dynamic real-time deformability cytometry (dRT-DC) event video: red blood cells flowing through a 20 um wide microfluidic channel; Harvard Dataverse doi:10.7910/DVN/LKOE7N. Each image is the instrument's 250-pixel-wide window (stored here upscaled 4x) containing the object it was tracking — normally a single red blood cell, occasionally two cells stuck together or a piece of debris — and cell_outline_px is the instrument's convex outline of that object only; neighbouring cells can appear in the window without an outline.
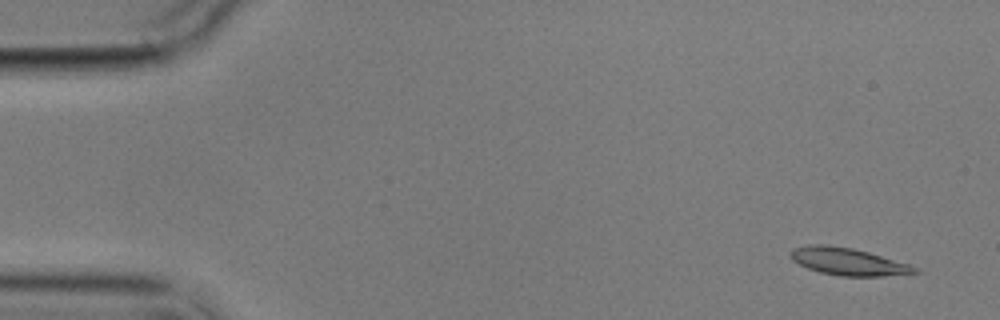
{"species": "common noctule bat (a hibernating species)", "species_latin": "Nyctalus noctula", "temperature_condition": "cold", "stored_images_in_passage": 4, "camera_frame_rate_fps": 3000, "um_per_image_px": 0.085, "animal": {"sex": "male", "body_mass_g": 17.9}, "frame": {"image": 1, "passage_image": 1, "time_ms": 0.0, "image_size_px": [1000, 320], "cell_outline_px": [[920, 272], [884, 276], [840, 276], [820, 272], [808, 268], [792, 260], [788, 256], [788, 252], [792, 248], [812, 244], [824, 244], [852, 248], [868, 252], [908, 264], [916, 268]], "centroid_in_image_um": [72.01, 22.22], "position_along_channel_um": 13.0, "area_um2": 19.65}}
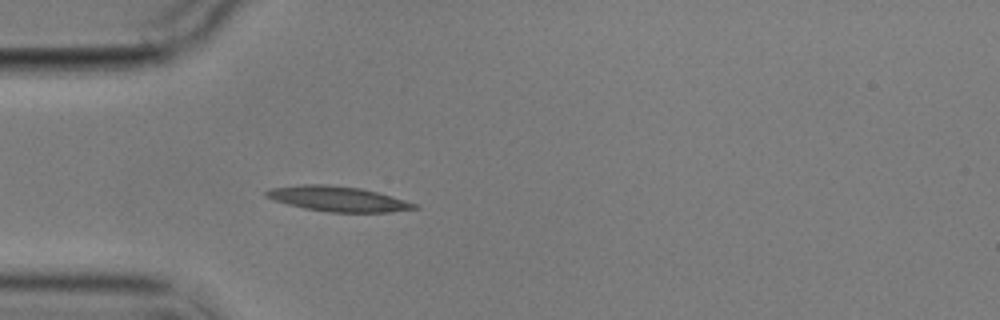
{"frame": {"image": 2, "passage_image": 4, "time_ms": 4.333, "image_size_px": [1000, 320], "cell_outline_px": [[420, 208], [392, 212], [328, 212], [304, 208], [288, 204], [264, 196], [264, 192], [268, 188], [300, 184], [328, 184], [360, 188], [392, 196], [420, 204]], "centroid_in_image_um": [28.74, 16.9], "position_along_channel_um": 56.3, "area_um2": 21.85}}